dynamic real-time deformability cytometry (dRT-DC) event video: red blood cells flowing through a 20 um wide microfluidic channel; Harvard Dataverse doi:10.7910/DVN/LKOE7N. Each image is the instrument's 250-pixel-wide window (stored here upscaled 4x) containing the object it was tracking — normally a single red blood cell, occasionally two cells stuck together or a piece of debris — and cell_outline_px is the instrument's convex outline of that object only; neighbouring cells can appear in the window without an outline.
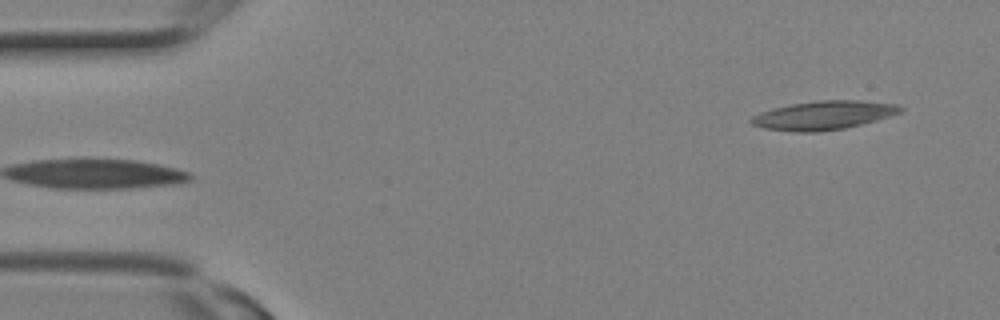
{"species": "Egyptian fruit bat (a non-hibernating species)", "species_latin": "Rousettus aegyptiacus", "temperature_condition": "room temperature", "stored_images_in_passage": 4, "segment_of_instrument_passage": [2, 2], "camera_frame_rate_fps": 3000, "um_per_image_px": 0.085, "animal": {"sex": "female"}, "frame": {"image": 1, "passage_image": 4, "time_ms": 1.0, "image_size_px": [1000, 320], "cell_outline_px": [[904, 108], [900, 112], [876, 120], [844, 128], [816, 132], [796, 132], [764, 128], [752, 124], [748, 120], [752, 116], [760, 112], [772, 108], [792, 104], [816, 100], [860, 100], [896, 104]], "centroid_in_image_um": [69.96, 9.79], "position_along_channel_um": 15.0, "area_um2": 24.85}}